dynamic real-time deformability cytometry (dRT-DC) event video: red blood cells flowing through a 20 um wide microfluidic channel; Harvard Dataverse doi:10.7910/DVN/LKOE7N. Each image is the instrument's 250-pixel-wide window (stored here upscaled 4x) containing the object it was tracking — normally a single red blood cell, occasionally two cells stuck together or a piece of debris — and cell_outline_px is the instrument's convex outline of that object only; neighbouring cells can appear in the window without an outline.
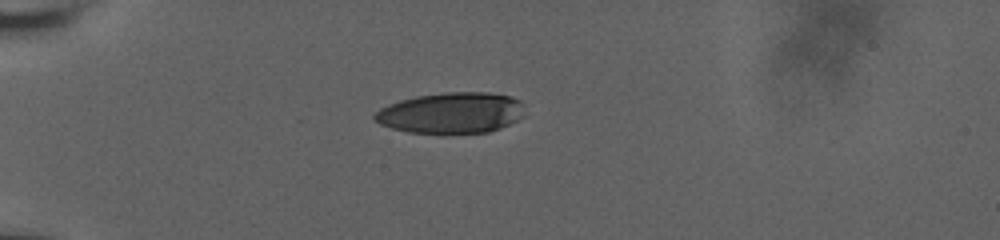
{"species": "human", "species_latin": "Homo sapiens", "temperature_condition": "room temperature", "stored_images_in_passage": 27, "camera_frame_rate_fps": 3000, "um_per_image_px": 0.085, "donor": {"sex": "male"}, "frame": {"image": 1, "passage_image": 1, "time_ms": 0.0, "image_size_px": [1000, 240], "cell_outline_px": [[524, 116], [500, 128], [488, 132], [444, 136], [408, 132], [392, 128], [380, 124], [372, 120], [372, 116], [380, 108], [388, 104], [400, 100], [416, 96], [444, 92], [488, 92], [512, 96], [520, 100], [524, 104]], "centroid_in_image_um": [38.35, 9.62], "position_along_channel_um": 46.7, "area_um2": 36.93}}
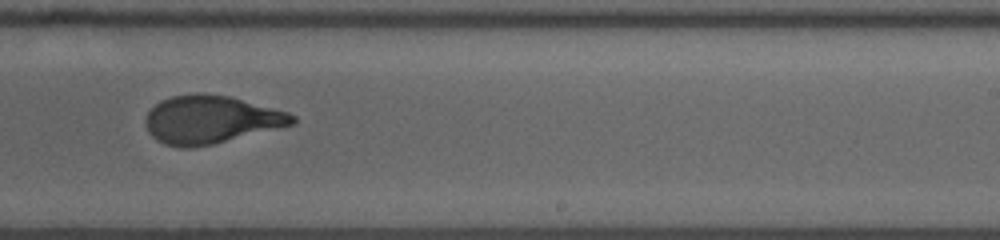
{"frame": {"image": 2, "passage_image": 15, "time_ms": 7.0, "image_size_px": [1000, 240], "cell_outline_px": [[296, 124], [212, 144], [188, 148], [180, 148], [164, 144], [156, 140], [148, 132], [144, 124], [144, 120], [148, 112], [160, 100], [172, 96], [196, 92], [204, 92], [228, 96], [288, 112], [296, 116]], "centroid_in_image_um": [17.89, 10.16], "position_along_channel_um": 271.1, "area_um2": 41.21}}
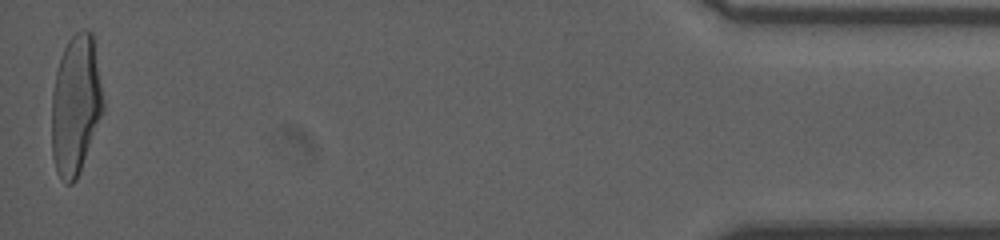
{"frame": {"image": 3, "passage_image": 27, "time_ms": 13.333, "image_size_px": [1000, 240], "cell_outline_px": [[104, 112], [80, 172], [76, 180], [72, 184], [64, 184], [56, 172], [52, 156], [52, 92], [56, 72], [64, 48], [68, 40], [80, 28], [84, 28], [92, 32], [104, 100]], "centroid_in_image_um": [6.44, 8.96], "position_along_channel_um": 428.8, "area_um2": 42.31}, "authors_computed_cell_mechanics": {"area_um2": 41.038, "velocity_mm_per_s": 3.7602, "shape_relaxation_time_tau1_ms": 9.0677, "shape_relaxation_time_tau2_ms": 1.1733, "deformation_change_tau1": 0.341, "deformation_change_tau2": 0.0772}}